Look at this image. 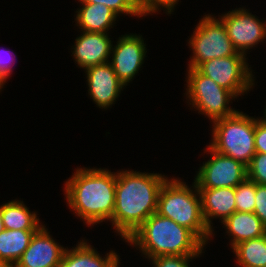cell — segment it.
<instances>
[{"label": "cell", "mask_w": 266, "mask_h": 267, "mask_svg": "<svg viewBox=\"0 0 266 267\" xmlns=\"http://www.w3.org/2000/svg\"><path fill=\"white\" fill-rule=\"evenodd\" d=\"M126 242L138 246L147 259L161 255H201L205 246L191 230L156 212Z\"/></svg>", "instance_id": "3957f363"}, {"label": "cell", "mask_w": 266, "mask_h": 267, "mask_svg": "<svg viewBox=\"0 0 266 267\" xmlns=\"http://www.w3.org/2000/svg\"><path fill=\"white\" fill-rule=\"evenodd\" d=\"M245 57L232 55L214 58L201 63L196 69L238 97L254 85V76Z\"/></svg>", "instance_id": "ba28073f"}, {"label": "cell", "mask_w": 266, "mask_h": 267, "mask_svg": "<svg viewBox=\"0 0 266 267\" xmlns=\"http://www.w3.org/2000/svg\"><path fill=\"white\" fill-rule=\"evenodd\" d=\"M88 93L99 108H108L116 101L124 84L115 74L110 62L86 69Z\"/></svg>", "instance_id": "4fadbf2b"}, {"label": "cell", "mask_w": 266, "mask_h": 267, "mask_svg": "<svg viewBox=\"0 0 266 267\" xmlns=\"http://www.w3.org/2000/svg\"><path fill=\"white\" fill-rule=\"evenodd\" d=\"M187 75L186 96L198 113L205 114L213 122L237 111L228 107L230 101L237 98L231 91L219 86L196 68H189Z\"/></svg>", "instance_id": "8992f818"}, {"label": "cell", "mask_w": 266, "mask_h": 267, "mask_svg": "<svg viewBox=\"0 0 266 267\" xmlns=\"http://www.w3.org/2000/svg\"><path fill=\"white\" fill-rule=\"evenodd\" d=\"M178 179H167L160 189L156 213L191 230L205 245L213 232L202 216L201 199L194 181L193 189Z\"/></svg>", "instance_id": "277c9868"}, {"label": "cell", "mask_w": 266, "mask_h": 267, "mask_svg": "<svg viewBox=\"0 0 266 267\" xmlns=\"http://www.w3.org/2000/svg\"><path fill=\"white\" fill-rule=\"evenodd\" d=\"M231 249L240 267H266V234L240 242Z\"/></svg>", "instance_id": "44dd1931"}, {"label": "cell", "mask_w": 266, "mask_h": 267, "mask_svg": "<svg viewBox=\"0 0 266 267\" xmlns=\"http://www.w3.org/2000/svg\"><path fill=\"white\" fill-rule=\"evenodd\" d=\"M116 43L114 47L112 45L110 65L119 80L127 86L144 62L147 53L146 44L142 35L136 34L123 35Z\"/></svg>", "instance_id": "8fae6325"}, {"label": "cell", "mask_w": 266, "mask_h": 267, "mask_svg": "<svg viewBox=\"0 0 266 267\" xmlns=\"http://www.w3.org/2000/svg\"><path fill=\"white\" fill-rule=\"evenodd\" d=\"M4 52H5V54H11L10 52L8 53L7 50L0 51V54L4 53ZM8 56H9L8 60H4L5 58H2L0 56V82L3 85L5 84L6 79L8 78V76L11 75V72H12V68L11 67L13 66L12 63L14 62V59L12 60V58H13L12 56L13 55H8ZM9 60H11L12 63Z\"/></svg>", "instance_id": "f1b7e54d"}, {"label": "cell", "mask_w": 266, "mask_h": 267, "mask_svg": "<svg viewBox=\"0 0 266 267\" xmlns=\"http://www.w3.org/2000/svg\"><path fill=\"white\" fill-rule=\"evenodd\" d=\"M194 30L188 42L194 56L192 55L188 68H197L201 63L214 58L244 55L235 49L219 18L205 15Z\"/></svg>", "instance_id": "52a82bcc"}, {"label": "cell", "mask_w": 266, "mask_h": 267, "mask_svg": "<svg viewBox=\"0 0 266 267\" xmlns=\"http://www.w3.org/2000/svg\"><path fill=\"white\" fill-rule=\"evenodd\" d=\"M212 155L198 169L197 188H235L247 178V166L229 156L218 153L210 146L205 149Z\"/></svg>", "instance_id": "9c48e42d"}, {"label": "cell", "mask_w": 266, "mask_h": 267, "mask_svg": "<svg viewBox=\"0 0 266 267\" xmlns=\"http://www.w3.org/2000/svg\"><path fill=\"white\" fill-rule=\"evenodd\" d=\"M221 223L224 224L226 233L231 236L232 248L240 242L256 239L266 234V227L254 212L235 211Z\"/></svg>", "instance_id": "e0dca14e"}, {"label": "cell", "mask_w": 266, "mask_h": 267, "mask_svg": "<svg viewBox=\"0 0 266 267\" xmlns=\"http://www.w3.org/2000/svg\"><path fill=\"white\" fill-rule=\"evenodd\" d=\"M254 213L266 227V185L264 184H256Z\"/></svg>", "instance_id": "4316f807"}, {"label": "cell", "mask_w": 266, "mask_h": 267, "mask_svg": "<svg viewBox=\"0 0 266 267\" xmlns=\"http://www.w3.org/2000/svg\"><path fill=\"white\" fill-rule=\"evenodd\" d=\"M201 199V210L205 224L213 232L211 219L224 222L236 211L235 188H197Z\"/></svg>", "instance_id": "9a60e30c"}, {"label": "cell", "mask_w": 266, "mask_h": 267, "mask_svg": "<svg viewBox=\"0 0 266 267\" xmlns=\"http://www.w3.org/2000/svg\"><path fill=\"white\" fill-rule=\"evenodd\" d=\"M75 39L72 49L74 60L79 67L87 69L95 65L109 62L112 41L107 33L85 32Z\"/></svg>", "instance_id": "5bb4252c"}, {"label": "cell", "mask_w": 266, "mask_h": 267, "mask_svg": "<svg viewBox=\"0 0 266 267\" xmlns=\"http://www.w3.org/2000/svg\"><path fill=\"white\" fill-rule=\"evenodd\" d=\"M4 224H3V220H2V215H1V209H0V232H2L4 230Z\"/></svg>", "instance_id": "f546056e"}, {"label": "cell", "mask_w": 266, "mask_h": 267, "mask_svg": "<svg viewBox=\"0 0 266 267\" xmlns=\"http://www.w3.org/2000/svg\"><path fill=\"white\" fill-rule=\"evenodd\" d=\"M65 249L55 242L42 225L14 267H60Z\"/></svg>", "instance_id": "7c38bea8"}, {"label": "cell", "mask_w": 266, "mask_h": 267, "mask_svg": "<svg viewBox=\"0 0 266 267\" xmlns=\"http://www.w3.org/2000/svg\"><path fill=\"white\" fill-rule=\"evenodd\" d=\"M3 86H4V85L0 82V90L2 89Z\"/></svg>", "instance_id": "d6a6232c"}, {"label": "cell", "mask_w": 266, "mask_h": 267, "mask_svg": "<svg viewBox=\"0 0 266 267\" xmlns=\"http://www.w3.org/2000/svg\"><path fill=\"white\" fill-rule=\"evenodd\" d=\"M76 12L77 26L85 32L107 33L118 17L112 9L101 3H82Z\"/></svg>", "instance_id": "ac0fdd59"}, {"label": "cell", "mask_w": 266, "mask_h": 267, "mask_svg": "<svg viewBox=\"0 0 266 267\" xmlns=\"http://www.w3.org/2000/svg\"><path fill=\"white\" fill-rule=\"evenodd\" d=\"M0 267H12V266L9 265L8 263H5L3 261H0Z\"/></svg>", "instance_id": "4dcf8cb0"}, {"label": "cell", "mask_w": 266, "mask_h": 267, "mask_svg": "<svg viewBox=\"0 0 266 267\" xmlns=\"http://www.w3.org/2000/svg\"><path fill=\"white\" fill-rule=\"evenodd\" d=\"M36 231L4 229L0 232V261L14 267Z\"/></svg>", "instance_id": "ffe728a7"}, {"label": "cell", "mask_w": 266, "mask_h": 267, "mask_svg": "<svg viewBox=\"0 0 266 267\" xmlns=\"http://www.w3.org/2000/svg\"><path fill=\"white\" fill-rule=\"evenodd\" d=\"M81 3H101L112 9L117 15L126 14L141 17L137 0H79Z\"/></svg>", "instance_id": "603a6c76"}, {"label": "cell", "mask_w": 266, "mask_h": 267, "mask_svg": "<svg viewBox=\"0 0 266 267\" xmlns=\"http://www.w3.org/2000/svg\"><path fill=\"white\" fill-rule=\"evenodd\" d=\"M246 10L242 7L228 11L219 18L225 25L228 37L235 49L244 55L246 51L262 43L266 38V21L261 22Z\"/></svg>", "instance_id": "30bf717a"}, {"label": "cell", "mask_w": 266, "mask_h": 267, "mask_svg": "<svg viewBox=\"0 0 266 267\" xmlns=\"http://www.w3.org/2000/svg\"><path fill=\"white\" fill-rule=\"evenodd\" d=\"M247 178L256 184L266 185V154L256 153L247 166Z\"/></svg>", "instance_id": "cb8c5ba5"}, {"label": "cell", "mask_w": 266, "mask_h": 267, "mask_svg": "<svg viewBox=\"0 0 266 267\" xmlns=\"http://www.w3.org/2000/svg\"><path fill=\"white\" fill-rule=\"evenodd\" d=\"M179 0H137L138 8L141 16H146L151 13H156L160 7H164L168 14L174 10L175 4Z\"/></svg>", "instance_id": "d4e9b609"}, {"label": "cell", "mask_w": 266, "mask_h": 267, "mask_svg": "<svg viewBox=\"0 0 266 267\" xmlns=\"http://www.w3.org/2000/svg\"><path fill=\"white\" fill-rule=\"evenodd\" d=\"M256 183L246 178L235 187V203L237 212H254Z\"/></svg>", "instance_id": "7402d4cb"}, {"label": "cell", "mask_w": 266, "mask_h": 267, "mask_svg": "<svg viewBox=\"0 0 266 267\" xmlns=\"http://www.w3.org/2000/svg\"><path fill=\"white\" fill-rule=\"evenodd\" d=\"M65 185L69 208L88 226L112 220L116 173L104 168H78Z\"/></svg>", "instance_id": "7a4b0ae2"}, {"label": "cell", "mask_w": 266, "mask_h": 267, "mask_svg": "<svg viewBox=\"0 0 266 267\" xmlns=\"http://www.w3.org/2000/svg\"><path fill=\"white\" fill-rule=\"evenodd\" d=\"M5 229L9 230H38L39 218L36 212H30L23 201L12 200L0 206Z\"/></svg>", "instance_id": "d6986e66"}, {"label": "cell", "mask_w": 266, "mask_h": 267, "mask_svg": "<svg viewBox=\"0 0 266 267\" xmlns=\"http://www.w3.org/2000/svg\"><path fill=\"white\" fill-rule=\"evenodd\" d=\"M254 144L256 153L266 154V124L260 119H255Z\"/></svg>", "instance_id": "83f0119b"}, {"label": "cell", "mask_w": 266, "mask_h": 267, "mask_svg": "<svg viewBox=\"0 0 266 267\" xmlns=\"http://www.w3.org/2000/svg\"><path fill=\"white\" fill-rule=\"evenodd\" d=\"M264 112H265L264 113L265 114V116H264L265 118H260V120L266 124V106H265V111Z\"/></svg>", "instance_id": "1f68e13d"}, {"label": "cell", "mask_w": 266, "mask_h": 267, "mask_svg": "<svg viewBox=\"0 0 266 267\" xmlns=\"http://www.w3.org/2000/svg\"><path fill=\"white\" fill-rule=\"evenodd\" d=\"M199 255H161L151 259L153 267H189V260Z\"/></svg>", "instance_id": "484cf974"}, {"label": "cell", "mask_w": 266, "mask_h": 267, "mask_svg": "<svg viewBox=\"0 0 266 267\" xmlns=\"http://www.w3.org/2000/svg\"><path fill=\"white\" fill-rule=\"evenodd\" d=\"M106 256V257H105ZM103 258L85 240L78 242L75 248L65 249L60 267H118L119 256L110 251Z\"/></svg>", "instance_id": "2e32d148"}, {"label": "cell", "mask_w": 266, "mask_h": 267, "mask_svg": "<svg viewBox=\"0 0 266 267\" xmlns=\"http://www.w3.org/2000/svg\"><path fill=\"white\" fill-rule=\"evenodd\" d=\"M168 179L157 173L119 171L116 174L112 226L127 240L157 210L161 187Z\"/></svg>", "instance_id": "6da1fadb"}, {"label": "cell", "mask_w": 266, "mask_h": 267, "mask_svg": "<svg viewBox=\"0 0 266 267\" xmlns=\"http://www.w3.org/2000/svg\"><path fill=\"white\" fill-rule=\"evenodd\" d=\"M213 124V138L209 146L248 166L256 154L255 118L236 111L230 116L214 120Z\"/></svg>", "instance_id": "5b68a950"}]
</instances>
